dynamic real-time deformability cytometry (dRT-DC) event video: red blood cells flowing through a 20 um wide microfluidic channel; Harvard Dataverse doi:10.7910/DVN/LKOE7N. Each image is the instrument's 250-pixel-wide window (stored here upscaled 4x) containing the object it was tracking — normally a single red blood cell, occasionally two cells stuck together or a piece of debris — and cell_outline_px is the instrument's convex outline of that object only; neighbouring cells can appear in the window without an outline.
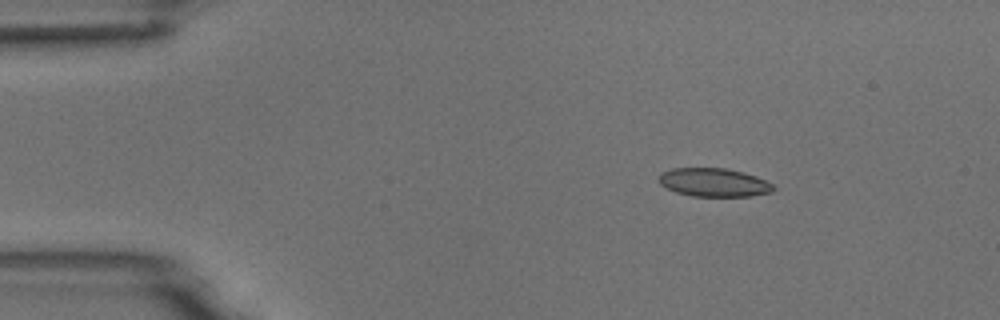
{"species": "common noctule bat (a hibernating species)", "species_latin": "Nyctalus noctula", "temperature_condition": "room temperature", "stored_images_in_passage": 5, "camera_frame_rate_fps": 3000, "um_per_image_px": 0.085, "animal": {"sex": "male", "body_mass_g": 18.8}, "frame": {"image": 1, "passage_image": 2, "time_ms": 0.333, "image_size_px": [1000, 320], "cell_outline_px": [[776, 188], [772, 192], [752, 196], [692, 196], [676, 192], [660, 184], [660, 172], [672, 168], [724, 168], [744, 172], [756, 176], [772, 184]], "centroid_in_image_um": [60.69, 15.5], "position_along_channel_um": 24.3, "area_um2": 18.96}}
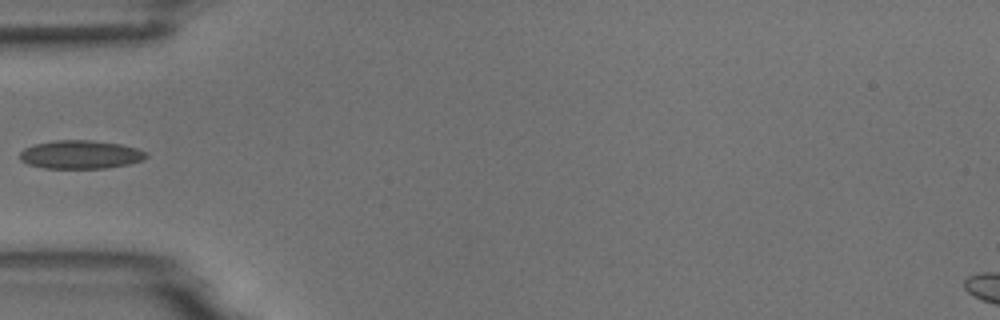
{"frame": {"image": 2, "passage_image": 5, "time_ms": 1.333, "image_size_px": [1000, 320], "cell_outline_px": [[148, 156], [144, 160], [128, 164], [104, 168], [44, 168], [28, 164], [20, 160], [20, 152], [24, 148], [36, 144], [52, 140], [92, 140], [120, 144], [136, 148], [148, 152]], "centroid_in_image_um": [6.85, 13.13], "position_along_channel_um": 78.1, "area_um2": 20.98}}